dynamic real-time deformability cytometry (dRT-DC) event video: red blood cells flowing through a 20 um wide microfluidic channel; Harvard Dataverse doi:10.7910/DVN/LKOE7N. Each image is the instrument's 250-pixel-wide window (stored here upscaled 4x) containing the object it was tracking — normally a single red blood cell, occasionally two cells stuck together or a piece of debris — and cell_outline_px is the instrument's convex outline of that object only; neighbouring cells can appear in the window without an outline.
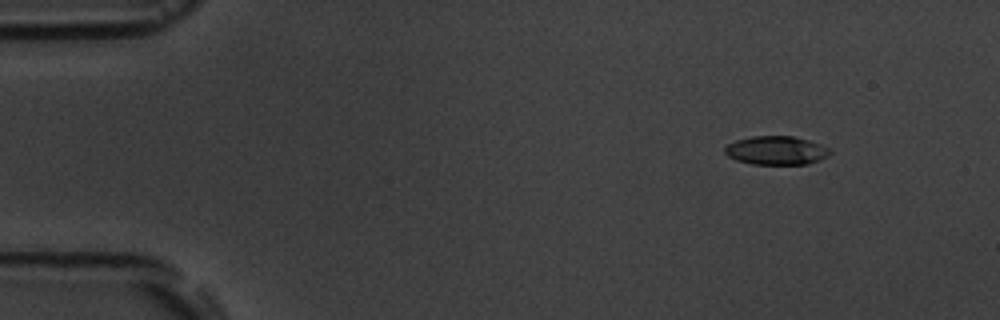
{"species": "common noctule bat (a hibernating species)", "species_latin": "Nyctalus noctula", "temperature_condition": "room temperature", "stored_images_in_passage": 4, "camera_frame_rate_fps": 3000, "um_per_image_px": 0.085, "animal": {"sex": "male", "body_mass_g": 19.5, "forearm_length_mm": 54.6}, "frame": {"image": 1, "passage_image": 1, "time_ms": 0.0, "image_size_px": [1000, 320], "cell_outline_px": [[832, 152], [808, 164], [752, 164], [736, 160], [728, 156], [724, 152], [724, 148], [728, 144], [736, 140], [752, 136], [792, 136], [808, 140], [832, 148]], "centroid_in_image_um": [65.96, 12.78], "position_along_channel_um": 19.0, "area_um2": 17.46}}
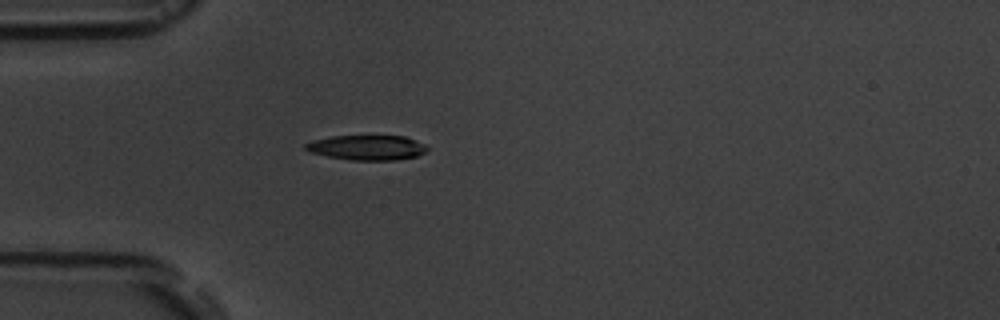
{"frame": {"image": 2, "passage_image": 4, "time_ms": 3.333, "image_size_px": [1000, 320], "cell_outline_px": [[428, 148], [424, 152], [416, 156], [396, 160], [352, 160], [328, 156], [308, 152], [304, 148], [304, 144], [312, 140], [332, 136], [404, 136], [416, 140], [424, 144]], "centroid_in_image_um": [31.16, 12.54], "position_along_channel_um": 53.8, "area_um2": 17.63}}